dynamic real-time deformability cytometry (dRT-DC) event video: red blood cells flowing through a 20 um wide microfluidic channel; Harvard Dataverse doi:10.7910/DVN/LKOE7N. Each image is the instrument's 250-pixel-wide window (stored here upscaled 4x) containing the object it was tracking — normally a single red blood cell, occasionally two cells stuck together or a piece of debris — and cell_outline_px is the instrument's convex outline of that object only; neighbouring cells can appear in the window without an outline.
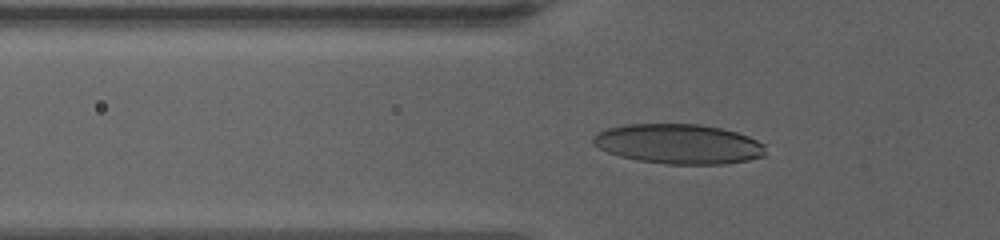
{"species": "human", "species_latin": "Homo sapiens", "temperature_condition": "warm", "stored_images_in_passage": 27, "camera_frame_rate_fps": 3000, "um_per_image_px": 0.085, "donor": {"sex": "female"}, "frame": {"image": 1, "passage_image": 8, "time_ms": 2.333, "image_size_px": [1000, 240], "cell_outline_px": [[764, 156], [748, 160], [724, 164], [664, 164], [636, 160], [620, 156], [608, 152], [592, 144], [592, 136], [596, 132], [608, 128], [624, 124], [700, 124], [720, 128], [736, 132], [748, 136], [764, 144]], "centroid_in_image_um": [57.64, 12.23], "position_along_channel_um": 68.2, "area_um2": 40.11}}
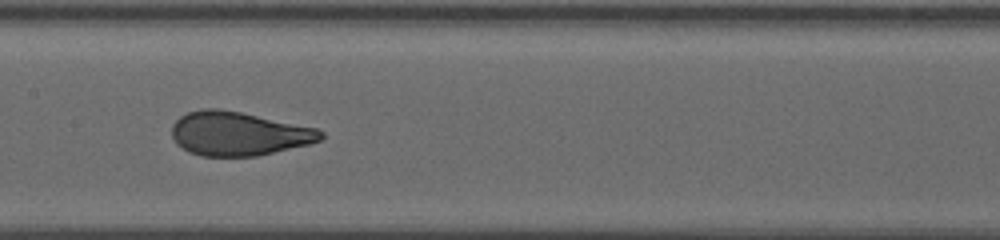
{"frame": {"image": 2, "passage_image": 19, "time_ms": 6.0, "image_size_px": [1000, 240], "cell_outline_px": [[324, 136], [320, 140], [308, 144], [256, 156], [200, 156], [188, 152], [176, 144], [172, 136], [172, 124], [180, 116], [188, 112], [204, 108], [216, 108], [240, 112], [316, 128], [324, 132]], "centroid_in_image_um": [20.23, 11.36], "position_along_channel_um": 187.2, "area_um2": 37.92}}
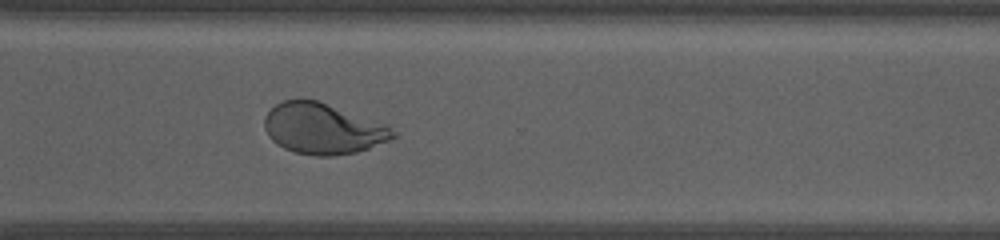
{"frame": {"image": 3, "passage_image": 27, "time_ms": 10.667, "image_size_px": [1000, 240], "cell_outline_px": [[396, 136], [388, 140], [368, 148], [356, 152], [332, 156], [316, 156], [296, 152], [284, 148], [276, 144], [268, 136], [264, 128], [264, 116], [276, 104], [284, 100], [316, 100], [388, 124], [396, 132]], "centroid_in_image_um": [27.44, 10.94], "position_along_channel_um": 343.2, "area_um2": 37.92}}